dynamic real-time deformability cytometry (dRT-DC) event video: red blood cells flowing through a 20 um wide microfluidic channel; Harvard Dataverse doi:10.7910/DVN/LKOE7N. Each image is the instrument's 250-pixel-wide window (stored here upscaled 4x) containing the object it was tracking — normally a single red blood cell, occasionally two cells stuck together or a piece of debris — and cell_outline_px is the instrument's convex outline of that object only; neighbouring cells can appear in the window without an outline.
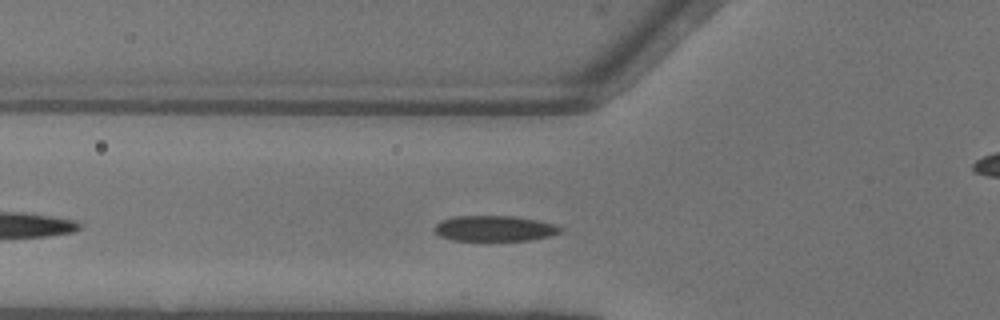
{"species": "common noctule bat (a hibernating species)", "species_latin": "Nyctalus noctula", "temperature_condition": "warm", "stored_images_in_passage": 33, "camera_frame_rate_fps": 3000, "um_per_image_px": 0.085, "animal": {"sex": "female"}, "frame": {"image": 1, "passage_image": 6, "time_ms": 1.667, "image_size_px": [1000, 320], "cell_outline_px": [[560, 232], [552, 236], [532, 240], [452, 240], [440, 236], [432, 228], [440, 220], [456, 216], [512, 216], [536, 220], [556, 224], [560, 228]], "centroid_in_image_um": [42.02, 19.42], "position_along_channel_um": 83.8, "area_um2": 18.73}}
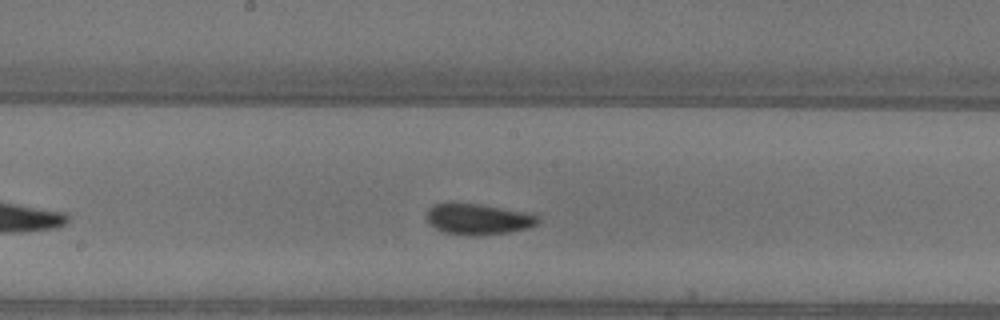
{"frame": {"image": 2, "passage_image": 15, "time_ms": 4.667, "image_size_px": [1000, 320], "cell_outline_px": [[540, 220], [536, 224], [528, 228], [508, 232], [476, 236], [468, 236], [444, 232], [428, 224], [428, 208], [436, 204], [452, 200], [480, 204], [528, 212], [540, 216]], "centroid_in_image_um": [40.63, 18.6], "position_along_channel_um": 207.6, "area_um2": 20.58}}
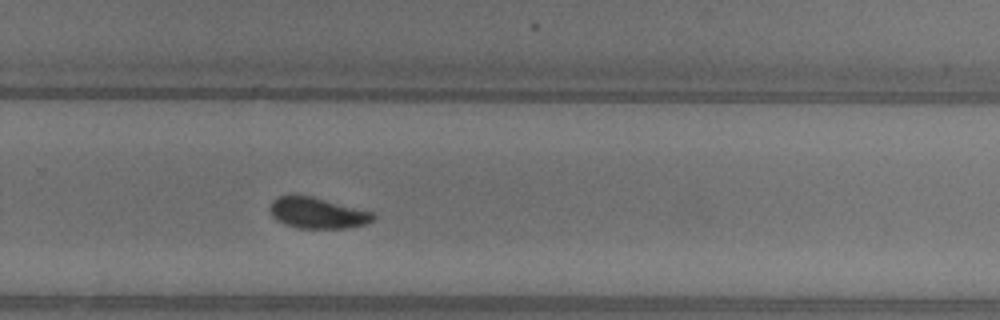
{"frame": {"image": 3, "passage_image": 22, "time_ms": 7.0, "image_size_px": [1000, 320], "cell_outline_px": [[376, 216], [372, 220], [364, 224], [344, 228], [296, 228], [284, 224], [276, 220], [272, 216], [272, 200], [280, 196], [312, 196], [376, 212]], "centroid_in_image_um": [27.03, 18.11], "position_along_channel_um": 302.8, "area_um2": 18.5}, "authors_computed_cell_mechanics": {"area_um2": 18.9006, "velocity_mm_per_s": 4.1019, "shape_relaxation_time_tau1_ms": 3.0279, "shape_relaxation_time_tau2_ms": 1.8638, "deformation_change_tau1": 0.1298, "deformation_change_tau2": 0.0514}}